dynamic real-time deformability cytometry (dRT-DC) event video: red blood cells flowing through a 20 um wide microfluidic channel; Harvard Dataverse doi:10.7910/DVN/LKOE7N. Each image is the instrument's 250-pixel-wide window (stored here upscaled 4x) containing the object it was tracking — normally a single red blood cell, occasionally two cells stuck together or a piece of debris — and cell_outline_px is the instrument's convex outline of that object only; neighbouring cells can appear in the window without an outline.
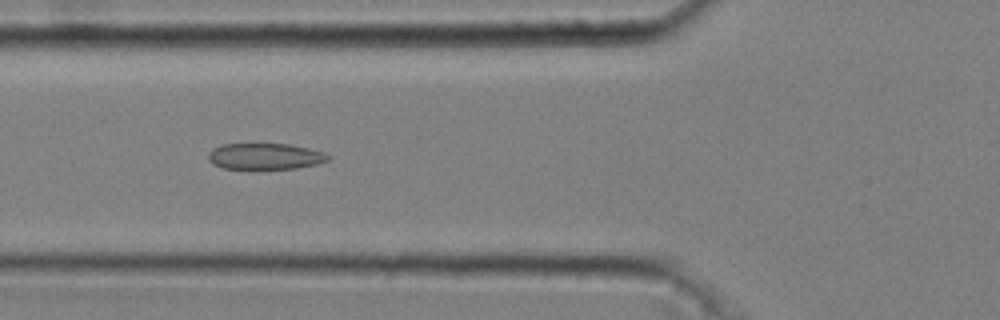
{"species": "common noctule bat (a hibernating species)", "species_latin": "Nyctalus noctula", "temperature_condition": "cold", "stored_images_in_passage": 41, "camera_frame_rate_fps": 3000, "um_per_image_px": 0.085, "animal": {"sex": "male", "body_mass_g": 20.4}, "frame": {"image": 1, "passage_image": 9, "time_ms": 2.667, "image_size_px": [1000, 320], "cell_outline_px": [[332, 156], [328, 160], [316, 164], [296, 168], [256, 172], [252, 172], [224, 168], [212, 164], [208, 160], [208, 152], [212, 148], [220, 144], [288, 144], [308, 148], [324, 152]], "centroid_in_image_um": [22.47, 13.34], "position_along_channel_um": 103.3, "area_um2": 19.31}}
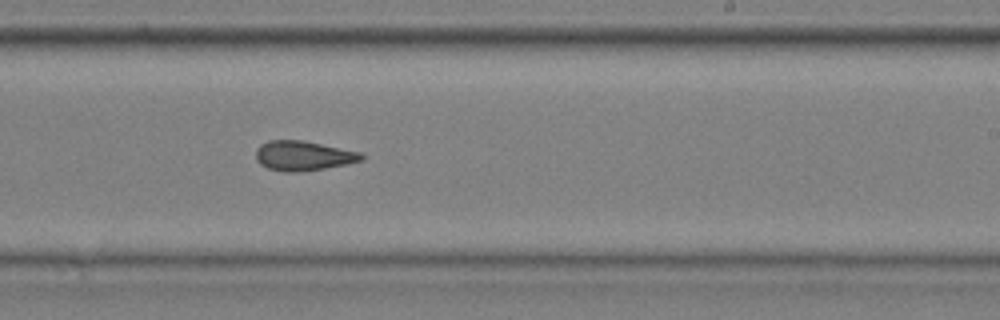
{"frame": {"image": 2, "passage_image": 22, "time_ms": 7.0, "image_size_px": [1000, 320], "cell_outline_px": [[364, 160], [348, 164], [300, 172], [284, 172], [268, 168], [260, 164], [256, 160], [256, 148], [260, 144], [268, 140], [304, 140], [360, 152], [364, 156]], "centroid_in_image_um": [25.76, 13.23], "position_along_channel_um": 263.2, "area_um2": 18.44}}
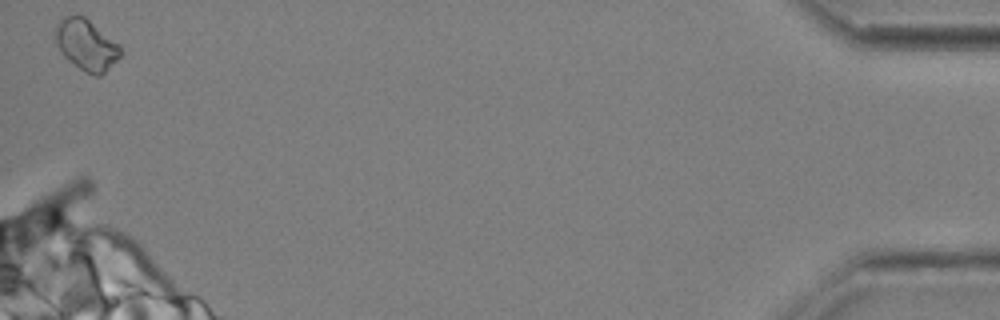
{"frame": {"image": 3, "passage_image": 41, "time_ms": 13.333, "image_size_px": [1000, 320], "cell_outline_px": [[124, 52], [100, 76], [96, 76], [84, 72], [56, 44], [52, 36], [52, 32], [56, 24], [64, 16], [84, 16], [120, 44]], "centroid_in_image_um": [7.35, 3.78], "position_along_channel_um": 427.9, "area_um2": 19.13}, "authors_computed_cell_mechanics": {"area_um2": 18.4382, "velocity_mm_per_s": 3.6854, "shape_relaxation_time_tau1_ms": 9.3975, "shape_relaxation_time_tau2_ms": 2.7933, "deformation_change_tau1": 0.1416, "deformation_change_tau2": 0.0851}}